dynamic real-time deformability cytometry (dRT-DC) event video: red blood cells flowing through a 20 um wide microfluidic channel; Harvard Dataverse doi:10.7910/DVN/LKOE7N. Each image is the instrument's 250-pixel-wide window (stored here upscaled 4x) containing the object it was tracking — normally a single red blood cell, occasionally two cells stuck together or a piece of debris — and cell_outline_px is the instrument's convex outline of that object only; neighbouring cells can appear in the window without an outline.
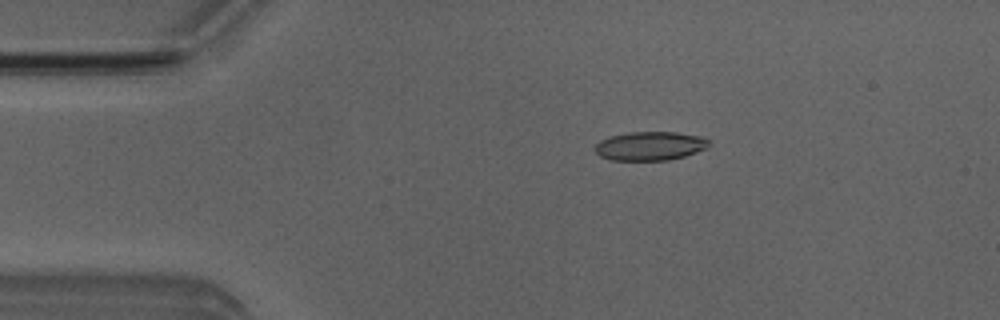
{"species": "Egyptian fruit bat (a non-hibernating species)", "species_latin": "Rousettus aegyptiacus", "temperature_condition": "room temperature", "stored_images_in_passage": 5, "camera_frame_rate_fps": 3000, "um_per_image_px": 0.085, "animal": {"sex": "male"}, "frame": {"image": 1, "passage_image": 3, "time_ms": 2.333, "image_size_px": [1000, 320], "cell_outline_px": [[708, 144], [704, 148], [696, 152], [684, 156], [668, 160], [612, 160], [600, 156], [596, 152], [596, 144], [600, 140], [608, 136], [628, 132], [676, 132], [700, 136], [708, 140]], "centroid_in_image_um": [55.21, 12.4], "position_along_channel_um": 29.8, "area_um2": 18.96}}